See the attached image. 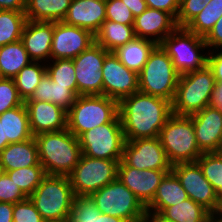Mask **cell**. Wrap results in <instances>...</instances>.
Returning a JSON list of instances; mask_svg holds the SVG:
<instances>
[{
    "label": "cell",
    "mask_w": 222,
    "mask_h": 222,
    "mask_svg": "<svg viewBox=\"0 0 222 222\" xmlns=\"http://www.w3.org/2000/svg\"><path fill=\"white\" fill-rule=\"evenodd\" d=\"M125 141L159 137L172 114L170 101L137 91L118 102Z\"/></svg>",
    "instance_id": "6da1fadb"
},
{
    "label": "cell",
    "mask_w": 222,
    "mask_h": 222,
    "mask_svg": "<svg viewBox=\"0 0 222 222\" xmlns=\"http://www.w3.org/2000/svg\"><path fill=\"white\" fill-rule=\"evenodd\" d=\"M34 138L38 147L39 163L46 175L69 176L82 155L79 139L67 128L40 133Z\"/></svg>",
    "instance_id": "7a4b0ae2"
},
{
    "label": "cell",
    "mask_w": 222,
    "mask_h": 222,
    "mask_svg": "<svg viewBox=\"0 0 222 222\" xmlns=\"http://www.w3.org/2000/svg\"><path fill=\"white\" fill-rule=\"evenodd\" d=\"M216 80L212 70L206 66L179 76L172 104V113L190 116L211 105Z\"/></svg>",
    "instance_id": "3957f363"
},
{
    "label": "cell",
    "mask_w": 222,
    "mask_h": 222,
    "mask_svg": "<svg viewBox=\"0 0 222 222\" xmlns=\"http://www.w3.org/2000/svg\"><path fill=\"white\" fill-rule=\"evenodd\" d=\"M159 45L171 58L179 75L207 66L209 49L204 37L196 35L186 27H177Z\"/></svg>",
    "instance_id": "277c9868"
},
{
    "label": "cell",
    "mask_w": 222,
    "mask_h": 222,
    "mask_svg": "<svg viewBox=\"0 0 222 222\" xmlns=\"http://www.w3.org/2000/svg\"><path fill=\"white\" fill-rule=\"evenodd\" d=\"M29 198L45 222H66L75 194L68 176L46 175Z\"/></svg>",
    "instance_id": "5b68a950"
},
{
    "label": "cell",
    "mask_w": 222,
    "mask_h": 222,
    "mask_svg": "<svg viewBox=\"0 0 222 222\" xmlns=\"http://www.w3.org/2000/svg\"><path fill=\"white\" fill-rule=\"evenodd\" d=\"M158 138L172 166L196 162L203 154L198 148L191 116L172 113Z\"/></svg>",
    "instance_id": "8992f818"
},
{
    "label": "cell",
    "mask_w": 222,
    "mask_h": 222,
    "mask_svg": "<svg viewBox=\"0 0 222 222\" xmlns=\"http://www.w3.org/2000/svg\"><path fill=\"white\" fill-rule=\"evenodd\" d=\"M118 115V101L104 95H79L67 111V129L79 138L96 126L112 122Z\"/></svg>",
    "instance_id": "52a82bcc"
},
{
    "label": "cell",
    "mask_w": 222,
    "mask_h": 222,
    "mask_svg": "<svg viewBox=\"0 0 222 222\" xmlns=\"http://www.w3.org/2000/svg\"><path fill=\"white\" fill-rule=\"evenodd\" d=\"M179 76L171 58L160 45H157L138 74L139 91L164 98L172 103Z\"/></svg>",
    "instance_id": "ba28073f"
},
{
    "label": "cell",
    "mask_w": 222,
    "mask_h": 222,
    "mask_svg": "<svg viewBox=\"0 0 222 222\" xmlns=\"http://www.w3.org/2000/svg\"><path fill=\"white\" fill-rule=\"evenodd\" d=\"M100 213L139 222L146 207L118 178L90 195Z\"/></svg>",
    "instance_id": "9c48e42d"
},
{
    "label": "cell",
    "mask_w": 222,
    "mask_h": 222,
    "mask_svg": "<svg viewBox=\"0 0 222 222\" xmlns=\"http://www.w3.org/2000/svg\"><path fill=\"white\" fill-rule=\"evenodd\" d=\"M78 139L82 154L85 156L122 160L125 138L119 115L110 123L84 132Z\"/></svg>",
    "instance_id": "30bf717a"
},
{
    "label": "cell",
    "mask_w": 222,
    "mask_h": 222,
    "mask_svg": "<svg viewBox=\"0 0 222 222\" xmlns=\"http://www.w3.org/2000/svg\"><path fill=\"white\" fill-rule=\"evenodd\" d=\"M119 162L82 154L78 164L68 176L75 196H90L114 181L117 178Z\"/></svg>",
    "instance_id": "8fae6325"
},
{
    "label": "cell",
    "mask_w": 222,
    "mask_h": 222,
    "mask_svg": "<svg viewBox=\"0 0 222 222\" xmlns=\"http://www.w3.org/2000/svg\"><path fill=\"white\" fill-rule=\"evenodd\" d=\"M108 53L109 51L95 42L72 59L77 81V96L103 95L102 67Z\"/></svg>",
    "instance_id": "7c38bea8"
},
{
    "label": "cell",
    "mask_w": 222,
    "mask_h": 222,
    "mask_svg": "<svg viewBox=\"0 0 222 222\" xmlns=\"http://www.w3.org/2000/svg\"><path fill=\"white\" fill-rule=\"evenodd\" d=\"M122 161L138 170H171L165 150L158 137L125 141Z\"/></svg>",
    "instance_id": "4fadbf2b"
},
{
    "label": "cell",
    "mask_w": 222,
    "mask_h": 222,
    "mask_svg": "<svg viewBox=\"0 0 222 222\" xmlns=\"http://www.w3.org/2000/svg\"><path fill=\"white\" fill-rule=\"evenodd\" d=\"M103 95L116 101L139 91L138 74L122 64L119 58L109 52L103 67Z\"/></svg>",
    "instance_id": "5bb4252c"
},
{
    "label": "cell",
    "mask_w": 222,
    "mask_h": 222,
    "mask_svg": "<svg viewBox=\"0 0 222 222\" xmlns=\"http://www.w3.org/2000/svg\"><path fill=\"white\" fill-rule=\"evenodd\" d=\"M171 171L179 179L188 198L202 205L210 213L214 210L217 203V193L204 177L203 171L197 162L175 164Z\"/></svg>",
    "instance_id": "9a60e30c"
},
{
    "label": "cell",
    "mask_w": 222,
    "mask_h": 222,
    "mask_svg": "<svg viewBox=\"0 0 222 222\" xmlns=\"http://www.w3.org/2000/svg\"><path fill=\"white\" fill-rule=\"evenodd\" d=\"M95 43V35L84 28L54 22L51 60L74 59Z\"/></svg>",
    "instance_id": "2e32d148"
},
{
    "label": "cell",
    "mask_w": 222,
    "mask_h": 222,
    "mask_svg": "<svg viewBox=\"0 0 222 222\" xmlns=\"http://www.w3.org/2000/svg\"><path fill=\"white\" fill-rule=\"evenodd\" d=\"M169 172L171 170H138L127 166L121 160L118 164L117 178L147 207L152 202L161 180Z\"/></svg>",
    "instance_id": "e0dca14e"
},
{
    "label": "cell",
    "mask_w": 222,
    "mask_h": 222,
    "mask_svg": "<svg viewBox=\"0 0 222 222\" xmlns=\"http://www.w3.org/2000/svg\"><path fill=\"white\" fill-rule=\"evenodd\" d=\"M190 116L200 151L219 152L222 142V109L209 105Z\"/></svg>",
    "instance_id": "ac0fdd59"
},
{
    "label": "cell",
    "mask_w": 222,
    "mask_h": 222,
    "mask_svg": "<svg viewBox=\"0 0 222 222\" xmlns=\"http://www.w3.org/2000/svg\"><path fill=\"white\" fill-rule=\"evenodd\" d=\"M24 104L33 136L67 128V111L60 106L42 101H25Z\"/></svg>",
    "instance_id": "d6986e66"
},
{
    "label": "cell",
    "mask_w": 222,
    "mask_h": 222,
    "mask_svg": "<svg viewBox=\"0 0 222 222\" xmlns=\"http://www.w3.org/2000/svg\"><path fill=\"white\" fill-rule=\"evenodd\" d=\"M53 33L54 22L27 20L20 40L33 62L51 60Z\"/></svg>",
    "instance_id": "ffe728a7"
},
{
    "label": "cell",
    "mask_w": 222,
    "mask_h": 222,
    "mask_svg": "<svg viewBox=\"0 0 222 222\" xmlns=\"http://www.w3.org/2000/svg\"><path fill=\"white\" fill-rule=\"evenodd\" d=\"M176 20L167 12L147 8L134 19L136 37L147 39L159 45L177 28Z\"/></svg>",
    "instance_id": "44dd1931"
},
{
    "label": "cell",
    "mask_w": 222,
    "mask_h": 222,
    "mask_svg": "<svg viewBox=\"0 0 222 222\" xmlns=\"http://www.w3.org/2000/svg\"><path fill=\"white\" fill-rule=\"evenodd\" d=\"M105 20V0H72L63 22L87 29L95 35Z\"/></svg>",
    "instance_id": "7402d4cb"
},
{
    "label": "cell",
    "mask_w": 222,
    "mask_h": 222,
    "mask_svg": "<svg viewBox=\"0 0 222 222\" xmlns=\"http://www.w3.org/2000/svg\"><path fill=\"white\" fill-rule=\"evenodd\" d=\"M39 163L38 147L35 138L8 144L0 152V166L4 171L30 167Z\"/></svg>",
    "instance_id": "603a6c76"
},
{
    "label": "cell",
    "mask_w": 222,
    "mask_h": 222,
    "mask_svg": "<svg viewBox=\"0 0 222 222\" xmlns=\"http://www.w3.org/2000/svg\"><path fill=\"white\" fill-rule=\"evenodd\" d=\"M188 198L177 176L171 171L161 180L152 202L146 207L161 213L165 208L176 205Z\"/></svg>",
    "instance_id": "cb8c5ba5"
},
{
    "label": "cell",
    "mask_w": 222,
    "mask_h": 222,
    "mask_svg": "<svg viewBox=\"0 0 222 222\" xmlns=\"http://www.w3.org/2000/svg\"><path fill=\"white\" fill-rule=\"evenodd\" d=\"M156 46L157 44L151 40L135 37L113 53L128 69L139 74Z\"/></svg>",
    "instance_id": "d4e9b609"
},
{
    "label": "cell",
    "mask_w": 222,
    "mask_h": 222,
    "mask_svg": "<svg viewBox=\"0 0 222 222\" xmlns=\"http://www.w3.org/2000/svg\"><path fill=\"white\" fill-rule=\"evenodd\" d=\"M3 119L4 139L8 144L29 140L34 136L29 127V118L25 104L0 114Z\"/></svg>",
    "instance_id": "484cf974"
},
{
    "label": "cell",
    "mask_w": 222,
    "mask_h": 222,
    "mask_svg": "<svg viewBox=\"0 0 222 222\" xmlns=\"http://www.w3.org/2000/svg\"><path fill=\"white\" fill-rule=\"evenodd\" d=\"M72 0H26L25 16L29 21L61 22Z\"/></svg>",
    "instance_id": "4316f807"
},
{
    "label": "cell",
    "mask_w": 222,
    "mask_h": 222,
    "mask_svg": "<svg viewBox=\"0 0 222 222\" xmlns=\"http://www.w3.org/2000/svg\"><path fill=\"white\" fill-rule=\"evenodd\" d=\"M76 97L69 88L56 84L46 73L32 96L26 101L50 102L68 111L74 104Z\"/></svg>",
    "instance_id": "83f0119b"
},
{
    "label": "cell",
    "mask_w": 222,
    "mask_h": 222,
    "mask_svg": "<svg viewBox=\"0 0 222 222\" xmlns=\"http://www.w3.org/2000/svg\"><path fill=\"white\" fill-rule=\"evenodd\" d=\"M136 37L133 25L105 20L95 34V42L109 52L127 44Z\"/></svg>",
    "instance_id": "f1b7e54d"
},
{
    "label": "cell",
    "mask_w": 222,
    "mask_h": 222,
    "mask_svg": "<svg viewBox=\"0 0 222 222\" xmlns=\"http://www.w3.org/2000/svg\"><path fill=\"white\" fill-rule=\"evenodd\" d=\"M33 62L21 40L0 47V77L13 78Z\"/></svg>",
    "instance_id": "f546056e"
},
{
    "label": "cell",
    "mask_w": 222,
    "mask_h": 222,
    "mask_svg": "<svg viewBox=\"0 0 222 222\" xmlns=\"http://www.w3.org/2000/svg\"><path fill=\"white\" fill-rule=\"evenodd\" d=\"M160 214L171 222H211V213L190 198L165 208Z\"/></svg>",
    "instance_id": "4dcf8cb0"
},
{
    "label": "cell",
    "mask_w": 222,
    "mask_h": 222,
    "mask_svg": "<svg viewBox=\"0 0 222 222\" xmlns=\"http://www.w3.org/2000/svg\"><path fill=\"white\" fill-rule=\"evenodd\" d=\"M26 22L25 11L0 10V47L20 40Z\"/></svg>",
    "instance_id": "1f68e13d"
},
{
    "label": "cell",
    "mask_w": 222,
    "mask_h": 222,
    "mask_svg": "<svg viewBox=\"0 0 222 222\" xmlns=\"http://www.w3.org/2000/svg\"><path fill=\"white\" fill-rule=\"evenodd\" d=\"M45 74L46 63L31 62L14 77L16 88L24 102L32 96Z\"/></svg>",
    "instance_id": "d6a6232c"
},
{
    "label": "cell",
    "mask_w": 222,
    "mask_h": 222,
    "mask_svg": "<svg viewBox=\"0 0 222 222\" xmlns=\"http://www.w3.org/2000/svg\"><path fill=\"white\" fill-rule=\"evenodd\" d=\"M222 16V0H211L185 27L196 35L205 37Z\"/></svg>",
    "instance_id": "836d02e7"
},
{
    "label": "cell",
    "mask_w": 222,
    "mask_h": 222,
    "mask_svg": "<svg viewBox=\"0 0 222 222\" xmlns=\"http://www.w3.org/2000/svg\"><path fill=\"white\" fill-rule=\"evenodd\" d=\"M46 73L53 82L66 86L77 96V81L72 59H56L46 63Z\"/></svg>",
    "instance_id": "e575fe53"
},
{
    "label": "cell",
    "mask_w": 222,
    "mask_h": 222,
    "mask_svg": "<svg viewBox=\"0 0 222 222\" xmlns=\"http://www.w3.org/2000/svg\"><path fill=\"white\" fill-rule=\"evenodd\" d=\"M5 172L27 197L35 191L46 176L45 170L40 163Z\"/></svg>",
    "instance_id": "d590c367"
},
{
    "label": "cell",
    "mask_w": 222,
    "mask_h": 222,
    "mask_svg": "<svg viewBox=\"0 0 222 222\" xmlns=\"http://www.w3.org/2000/svg\"><path fill=\"white\" fill-rule=\"evenodd\" d=\"M196 162L217 195L222 194V154L219 152L203 153Z\"/></svg>",
    "instance_id": "8d00e7d4"
},
{
    "label": "cell",
    "mask_w": 222,
    "mask_h": 222,
    "mask_svg": "<svg viewBox=\"0 0 222 222\" xmlns=\"http://www.w3.org/2000/svg\"><path fill=\"white\" fill-rule=\"evenodd\" d=\"M96 214H101L90 196H75L66 222H96Z\"/></svg>",
    "instance_id": "74e56055"
},
{
    "label": "cell",
    "mask_w": 222,
    "mask_h": 222,
    "mask_svg": "<svg viewBox=\"0 0 222 222\" xmlns=\"http://www.w3.org/2000/svg\"><path fill=\"white\" fill-rule=\"evenodd\" d=\"M23 104L14 79L0 77V114Z\"/></svg>",
    "instance_id": "f35d334b"
},
{
    "label": "cell",
    "mask_w": 222,
    "mask_h": 222,
    "mask_svg": "<svg viewBox=\"0 0 222 222\" xmlns=\"http://www.w3.org/2000/svg\"><path fill=\"white\" fill-rule=\"evenodd\" d=\"M106 20L134 25V15L122 0H105Z\"/></svg>",
    "instance_id": "ab89813d"
},
{
    "label": "cell",
    "mask_w": 222,
    "mask_h": 222,
    "mask_svg": "<svg viewBox=\"0 0 222 222\" xmlns=\"http://www.w3.org/2000/svg\"><path fill=\"white\" fill-rule=\"evenodd\" d=\"M13 222H45L28 197L13 205Z\"/></svg>",
    "instance_id": "60d3db41"
},
{
    "label": "cell",
    "mask_w": 222,
    "mask_h": 222,
    "mask_svg": "<svg viewBox=\"0 0 222 222\" xmlns=\"http://www.w3.org/2000/svg\"><path fill=\"white\" fill-rule=\"evenodd\" d=\"M27 198L20 187L4 172L0 178V202L15 204Z\"/></svg>",
    "instance_id": "b9f144b4"
},
{
    "label": "cell",
    "mask_w": 222,
    "mask_h": 222,
    "mask_svg": "<svg viewBox=\"0 0 222 222\" xmlns=\"http://www.w3.org/2000/svg\"><path fill=\"white\" fill-rule=\"evenodd\" d=\"M206 5L207 3L203 0H180V7L176 17L177 26L185 27Z\"/></svg>",
    "instance_id": "7bdbcfd3"
},
{
    "label": "cell",
    "mask_w": 222,
    "mask_h": 222,
    "mask_svg": "<svg viewBox=\"0 0 222 222\" xmlns=\"http://www.w3.org/2000/svg\"><path fill=\"white\" fill-rule=\"evenodd\" d=\"M209 51L222 50V16L215 23L210 32L204 37Z\"/></svg>",
    "instance_id": "ee69618b"
},
{
    "label": "cell",
    "mask_w": 222,
    "mask_h": 222,
    "mask_svg": "<svg viewBox=\"0 0 222 222\" xmlns=\"http://www.w3.org/2000/svg\"><path fill=\"white\" fill-rule=\"evenodd\" d=\"M148 8L169 13L175 20L180 7V0H145Z\"/></svg>",
    "instance_id": "f6af8a7d"
},
{
    "label": "cell",
    "mask_w": 222,
    "mask_h": 222,
    "mask_svg": "<svg viewBox=\"0 0 222 222\" xmlns=\"http://www.w3.org/2000/svg\"><path fill=\"white\" fill-rule=\"evenodd\" d=\"M207 66L212 70L217 85H222V50L208 53Z\"/></svg>",
    "instance_id": "bcb514c9"
},
{
    "label": "cell",
    "mask_w": 222,
    "mask_h": 222,
    "mask_svg": "<svg viewBox=\"0 0 222 222\" xmlns=\"http://www.w3.org/2000/svg\"><path fill=\"white\" fill-rule=\"evenodd\" d=\"M26 0H0V10L25 11Z\"/></svg>",
    "instance_id": "7dc6e473"
},
{
    "label": "cell",
    "mask_w": 222,
    "mask_h": 222,
    "mask_svg": "<svg viewBox=\"0 0 222 222\" xmlns=\"http://www.w3.org/2000/svg\"><path fill=\"white\" fill-rule=\"evenodd\" d=\"M122 2H124V4H126V6L130 9L134 18L139 16L148 8L145 0H122Z\"/></svg>",
    "instance_id": "c3c4849f"
},
{
    "label": "cell",
    "mask_w": 222,
    "mask_h": 222,
    "mask_svg": "<svg viewBox=\"0 0 222 222\" xmlns=\"http://www.w3.org/2000/svg\"><path fill=\"white\" fill-rule=\"evenodd\" d=\"M13 203L0 202V222H13Z\"/></svg>",
    "instance_id": "681fc988"
},
{
    "label": "cell",
    "mask_w": 222,
    "mask_h": 222,
    "mask_svg": "<svg viewBox=\"0 0 222 222\" xmlns=\"http://www.w3.org/2000/svg\"><path fill=\"white\" fill-rule=\"evenodd\" d=\"M139 222H171V221L167 220L163 215H161L158 212L146 209L145 213L143 214Z\"/></svg>",
    "instance_id": "f907efd6"
},
{
    "label": "cell",
    "mask_w": 222,
    "mask_h": 222,
    "mask_svg": "<svg viewBox=\"0 0 222 222\" xmlns=\"http://www.w3.org/2000/svg\"><path fill=\"white\" fill-rule=\"evenodd\" d=\"M211 222H222V194L217 195V203L211 212Z\"/></svg>",
    "instance_id": "816d5d0a"
},
{
    "label": "cell",
    "mask_w": 222,
    "mask_h": 222,
    "mask_svg": "<svg viewBox=\"0 0 222 222\" xmlns=\"http://www.w3.org/2000/svg\"><path fill=\"white\" fill-rule=\"evenodd\" d=\"M211 105L222 109V85H216V90L214 91Z\"/></svg>",
    "instance_id": "f5cc1de1"
},
{
    "label": "cell",
    "mask_w": 222,
    "mask_h": 222,
    "mask_svg": "<svg viewBox=\"0 0 222 222\" xmlns=\"http://www.w3.org/2000/svg\"><path fill=\"white\" fill-rule=\"evenodd\" d=\"M96 222H128V221L121 219L119 217H114L101 213V214H96Z\"/></svg>",
    "instance_id": "db71d44e"
},
{
    "label": "cell",
    "mask_w": 222,
    "mask_h": 222,
    "mask_svg": "<svg viewBox=\"0 0 222 222\" xmlns=\"http://www.w3.org/2000/svg\"><path fill=\"white\" fill-rule=\"evenodd\" d=\"M8 145V140L4 139L3 119H0V152Z\"/></svg>",
    "instance_id": "11a10c76"
},
{
    "label": "cell",
    "mask_w": 222,
    "mask_h": 222,
    "mask_svg": "<svg viewBox=\"0 0 222 222\" xmlns=\"http://www.w3.org/2000/svg\"><path fill=\"white\" fill-rule=\"evenodd\" d=\"M5 171L3 170V168L0 166V178L2 176V174L4 173Z\"/></svg>",
    "instance_id": "9f6ffc18"
},
{
    "label": "cell",
    "mask_w": 222,
    "mask_h": 222,
    "mask_svg": "<svg viewBox=\"0 0 222 222\" xmlns=\"http://www.w3.org/2000/svg\"><path fill=\"white\" fill-rule=\"evenodd\" d=\"M219 153L222 154V142H221V145H220V148H219Z\"/></svg>",
    "instance_id": "6f0895ef"
},
{
    "label": "cell",
    "mask_w": 222,
    "mask_h": 222,
    "mask_svg": "<svg viewBox=\"0 0 222 222\" xmlns=\"http://www.w3.org/2000/svg\"><path fill=\"white\" fill-rule=\"evenodd\" d=\"M203 1L208 4L211 0H203Z\"/></svg>",
    "instance_id": "680465c9"
}]
</instances>
